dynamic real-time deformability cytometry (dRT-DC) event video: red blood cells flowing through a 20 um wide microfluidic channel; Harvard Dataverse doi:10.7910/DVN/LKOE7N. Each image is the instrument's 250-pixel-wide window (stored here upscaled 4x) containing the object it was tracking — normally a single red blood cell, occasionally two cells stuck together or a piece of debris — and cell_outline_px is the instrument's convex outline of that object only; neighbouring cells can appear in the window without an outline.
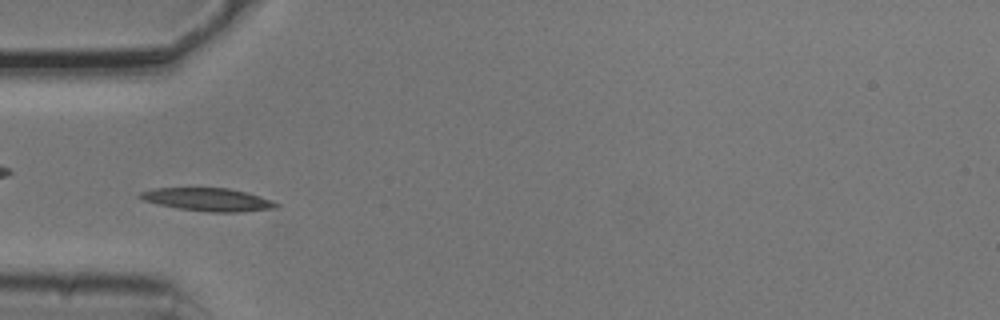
{"species": "common noctule bat (a hibernating species)", "species_latin": "Nyctalus noctula", "temperature_condition": "cold", "stored_images_in_passage": 7, "camera_frame_rate_fps": 3000, "um_per_image_px": 0.085, "animal": {"sex": "male", "body_mass_g": 20.5, "forearm_length_mm": 52.5}, "frame": {"image": 1, "passage_image": 6, "time_ms": 1.667, "image_size_px": [1000, 320], "cell_outline_px": [[280, 208], [240, 212], [208, 212], [180, 208], [160, 204], [144, 200], [136, 196], [140, 192], [152, 188], [228, 188], [248, 192], [260, 196], [280, 204]], "centroid_in_image_um": [17.72, 16.96], "position_along_channel_um": 67.3, "area_um2": 18.26}}
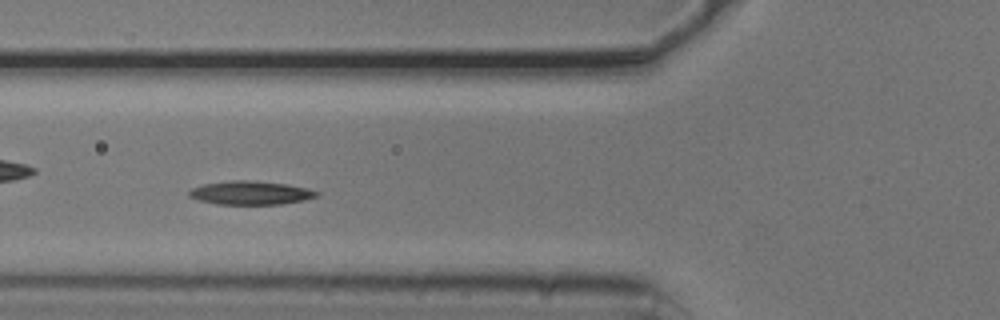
{"frame": {"image": 2, "passage_image": 7, "time_ms": 2.0, "image_size_px": [1000, 320], "cell_outline_px": [[320, 196], [304, 200], [280, 204], [216, 204], [200, 200], [188, 196], [188, 192], [192, 188], [204, 184], [228, 180], [252, 180], [288, 184], [308, 188], [320, 192]], "centroid_in_image_um": [21.34, 16.38], "position_along_channel_um": 104.5, "area_um2": 17.69}}